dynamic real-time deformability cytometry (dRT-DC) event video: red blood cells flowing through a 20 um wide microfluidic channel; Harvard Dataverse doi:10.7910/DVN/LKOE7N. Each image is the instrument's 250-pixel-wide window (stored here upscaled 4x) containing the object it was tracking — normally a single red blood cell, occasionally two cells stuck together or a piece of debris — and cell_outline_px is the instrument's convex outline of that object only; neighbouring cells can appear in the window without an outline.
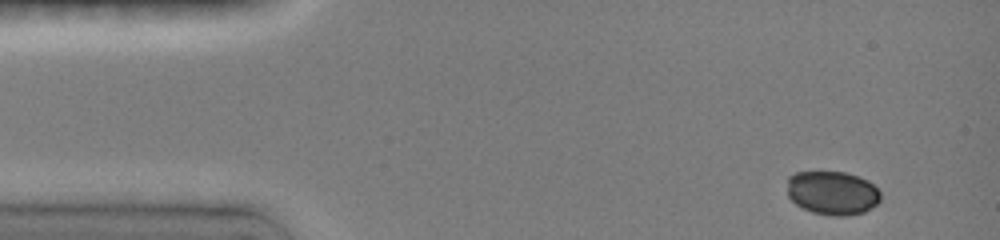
{"species": "common noctule bat (a hibernating species)", "species_latin": "Nyctalus noctula", "temperature_condition": "room temperature", "stored_images_in_passage": 4, "camera_frame_rate_fps": 3000, "um_per_image_px": 0.085, "animal": {"sex": "female", "body_mass_g": 19.0, "forearm_length_mm": 51.5}, "frame": {"image": 1, "passage_image": 1, "time_ms": 0.0, "image_size_px": [1000, 240], "cell_outline_px": [[880, 200], [876, 204], [864, 212], [844, 216], [832, 216], [812, 212], [796, 204], [788, 196], [788, 176], [796, 172], [844, 172], [860, 176], [868, 180], [880, 192]], "centroid_in_image_um": [70.76, 16.39], "position_along_channel_um": 14.2, "area_um2": 23.81}}
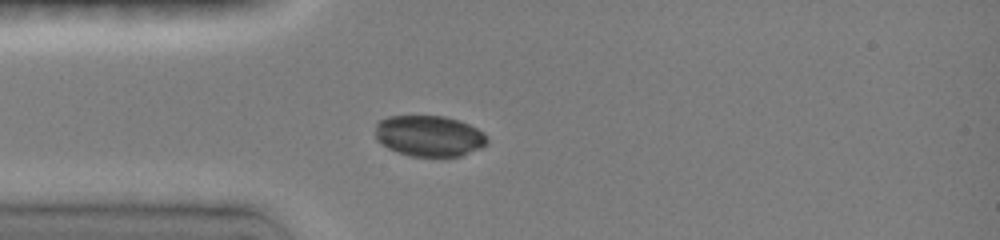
{"frame": {"image": 2, "passage_image": 4, "time_ms": 1.0, "image_size_px": [1000, 240], "cell_outline_px": [[488, 144], [480, 148], [460, 156], [412, 156], [388, 148], [380, 144], [376, 140], [376, 124], [380, 120], [388, 116], [444, 116], [460, 120], [484, 132], [488, 140]], "centroid_in_image_um": [36.48, 11.55], "position_along_channel_um": 48.5, "area_um2": 26.7}}